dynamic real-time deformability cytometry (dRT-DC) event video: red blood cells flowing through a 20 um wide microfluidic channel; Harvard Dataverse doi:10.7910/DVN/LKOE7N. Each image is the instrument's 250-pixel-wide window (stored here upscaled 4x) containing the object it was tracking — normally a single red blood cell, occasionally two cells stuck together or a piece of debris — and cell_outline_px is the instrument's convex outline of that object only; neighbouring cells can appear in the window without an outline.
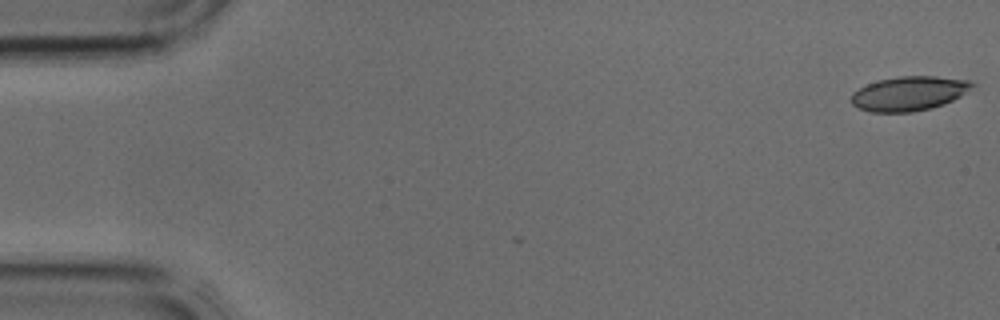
{"species": "common noctule bat (a hibernating species)", "species_latin": "Nyctalus noctula", "temperature_condition": "cold", "stored_images_in_passage": 4, "camera_frame_rate_fps": 3000, "um_per_image_px": 0.085, "animal": {"sex": "male", "body_mass_g": 17.9, "forearm_length_mm": 54.2}, "frame": {"image": 1, "passage_image": 1, "time_ms": 0.0, "image_size_px": [1000, 320], "cell_outline_px": [[976, 84], [960, 96], [944, 104], [932, 108], [912, 112], [872, 112], [860, 108], [852, 104], [852, 92], [868, 84], [880, 80], [900, 76], [936, 76], [972, 80]], "centroid_in_image_um": [77.3, 7.94], "position_along_channel_um": 7.7, "area_um2": 24.1}}
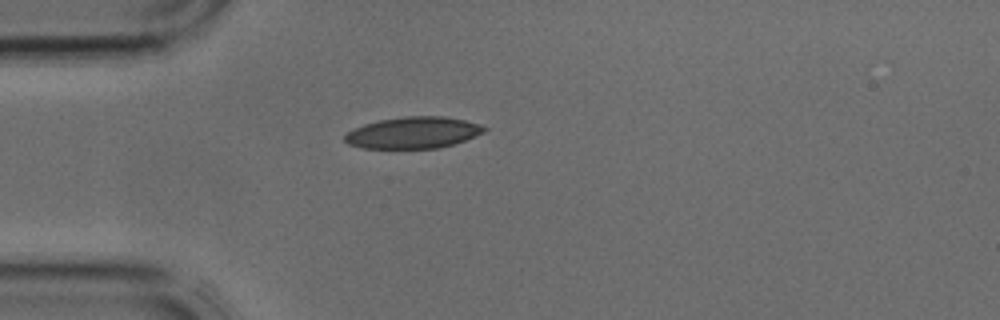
{"frame": {"image": 2, "passage_image": 4, "time_ms": 1.0, "image_size_px": [1000, 320], "cell_outline_px": [[488, 128], [484, 132], [464, 140], [452, 144], [436, 148], [364, 148], [348, 144], [344, 140], [344, 136], [348, 132], [364, 124], [380, 120], [404, 116], [444, 116], [464, 120], [480, 124]], "centroid_in_image_um": [35.12, 11.27], "position_along_channel_um": 49.9, "area_um2": 25.37}}